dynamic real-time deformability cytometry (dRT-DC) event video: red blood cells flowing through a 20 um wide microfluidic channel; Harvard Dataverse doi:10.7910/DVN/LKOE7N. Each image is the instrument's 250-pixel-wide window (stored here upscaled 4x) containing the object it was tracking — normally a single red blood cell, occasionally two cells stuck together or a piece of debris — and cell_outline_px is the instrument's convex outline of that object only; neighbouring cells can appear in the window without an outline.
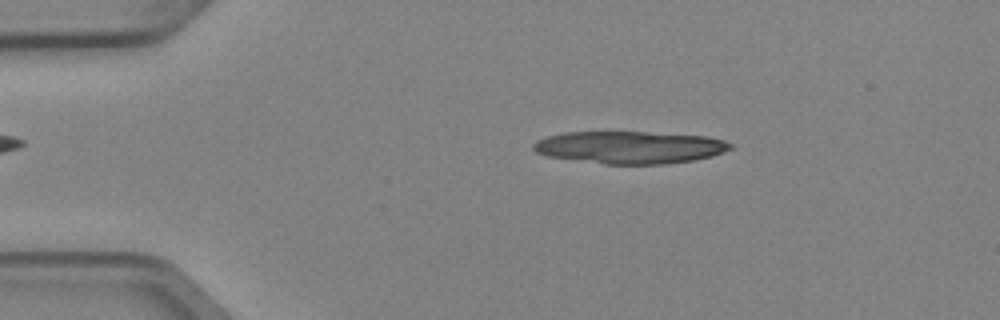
{"species": "Egyptian fruit bat (a non-hibernating species)", "species_latin": "Rousettus aegyptiacus", "temperature_condition": "cold", "stored_images_in_passage": 7, "camera_frame_rate_fps": 3000, "um_per_image_px": 0.085, "animal": {"sex": "female"}, "frame": {"image": 1, "passage_image": 3, "time_ms": 0.667, "image_size_px": [1000, 320], "cell_outline_px": [[732, 148], [724, 152], [712, 156], [696, 160], [664, 164], [604, 164], [548, 156], [536, 152], [532, 148], [532, 144], [536, 140], [548, 136], [564, 132], [644, 132], [704, 136], [724, 140], [732, 144]], "centroid_in_image_um": [53.53, 12.53], "position_along_channel_um": 31.5, "area_um2": 37.17}}
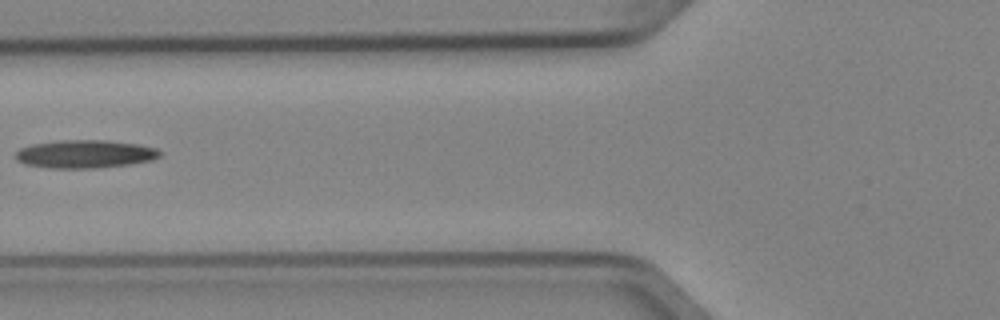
{"frame": {"image": 2, "passage_image": 6, "time_ms": 1.667, "image_size_px": [1000, 320], "cell_outline_px": [[164, 152], [160, 156], [152, 160], [128, 164], [92, 168], [48, 168], [24, 164], [16, 160], [16, 152], [20, 148], [32, 144], [60, 140], [108, 140], [136, 144], [156, 148]], "centroid_in_image_um": [7.22, 13.09], "position_along_channel_um": 118.6, "area_um2": 23.64}}
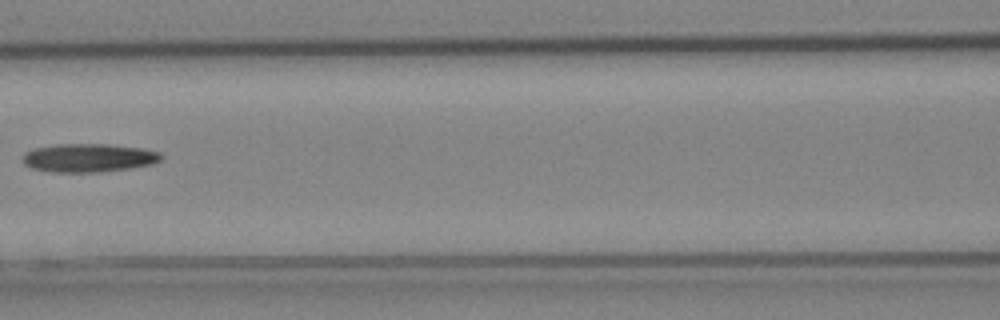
{"frame": {"image": 3, "passage_image": 7, "time_ms": 2.0, "image_size_px": [1000, 320], "cell_outline_px": [[164, 156], [160, 160], [152, 164], [132, 168], [100, 172], [52, 172], [32, 168], [24, 164], [20, 160], [24, 152], [32, 148], [56, 144], [104, 144], [140, 148], [160, 152]], "centroid_in_image_um": [7.49, 13.42], "position_along_channel_um": 159.1, "area_um2": 23.18}}